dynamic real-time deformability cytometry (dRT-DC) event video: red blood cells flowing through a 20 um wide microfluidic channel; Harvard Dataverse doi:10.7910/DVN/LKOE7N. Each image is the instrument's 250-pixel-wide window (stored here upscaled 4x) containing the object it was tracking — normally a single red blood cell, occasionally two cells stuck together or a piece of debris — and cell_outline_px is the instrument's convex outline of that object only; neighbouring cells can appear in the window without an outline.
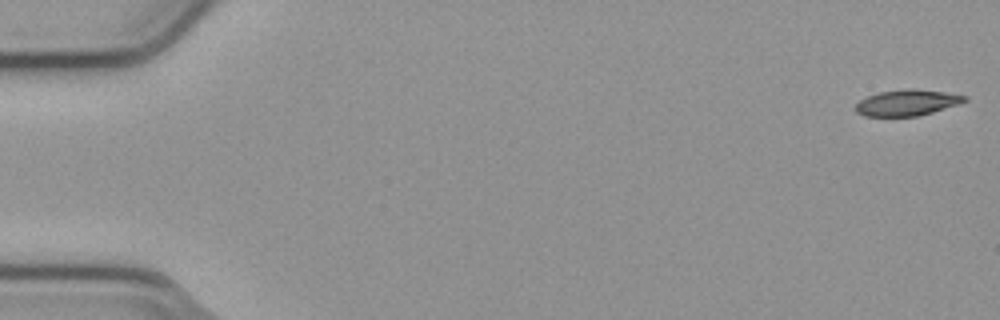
{"species": "common noctule bat (a hibernating species)", "species_latin": "Nyctalus noctula", "temperature_condition": "cold", "stored_images_in_passage": 54, "camera_frame_rate_fps": 3000, "um_per_image_px": 0.085, "animal": {"sex": "male", "body_mass_g": 23.1, "forearm_length_mm": 52.7}, "frame": {"image": 1, "passage_image": 1, "time_ms": 0.0, "image_size_px": [1000, 320], "cell_outline_px": [[968, 100], [932, 112], [916, 116], [864, 116], [856, 112], [856, 104], [860, 100], [868, 96], [880, 92], [908, 88], [916, 88], [944, 92], [968, 96]], "centroid_in_image_um": [77.09, 8.72], "position_along_channel_um": 7.9, "area_um2": 16.36}}
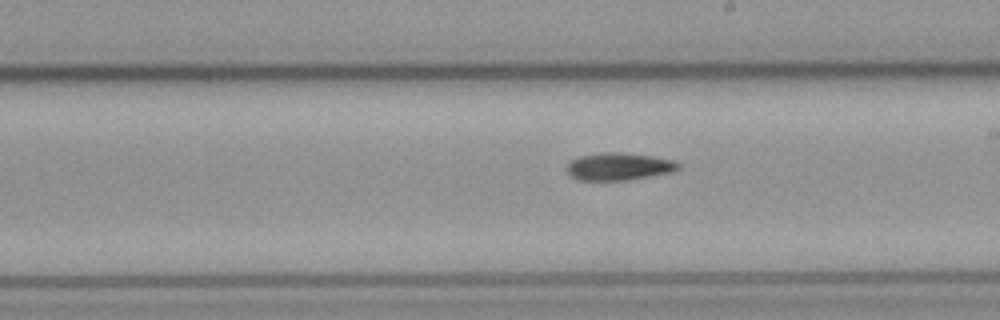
{"frame": {"image": 2, "passage_image": 31, "time_ms": 10.0, "image_size_px": [1000, 320], "cell_outline_px": [[680, 168], [672, 172], [628, 180], [576, 180], [568, 176], [568, 164], [572, 160], [580, 156], [600, 152], [624, 152], [652, 156], [672, 160], [680, 164]], "centroid_in_image_um": [52.59, 14.15], "position_along_channel_um": 236.4, "area_um2": 17.92}}
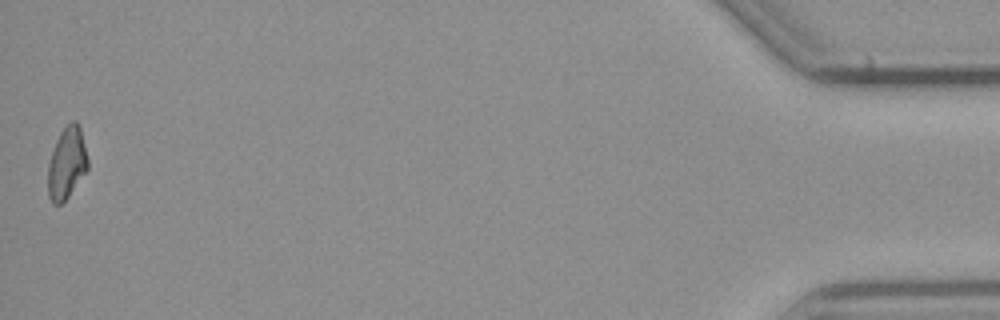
{"frame": {"image": 3, "passage_image": 54, "time_ms": 17.667, "image_size_px": [1000, 320], "cell_outline_px": [[88, 168], [68, 196], [60, 204], [52, 204], [48, 196], [48, 164], [56, 140], [60, 132], [72, 120], [76, 120], [80, 128], [88, 160]], "centroid_in_image_um": [5.66, 13.86], "position_along_channel_um": 429.5, "area_um2": 16.42}, "authors_computed_cell_mechanics": {"area_um2": 17.34, "velocity_mm_per_s": 3.805, "shape_relaxation_time_tau1_ms": 8.3746, "shape_relaxation_time_tau2_ms": null, "deformation_change_tau1": 0.1709, "deformation_change_tau2": null}}